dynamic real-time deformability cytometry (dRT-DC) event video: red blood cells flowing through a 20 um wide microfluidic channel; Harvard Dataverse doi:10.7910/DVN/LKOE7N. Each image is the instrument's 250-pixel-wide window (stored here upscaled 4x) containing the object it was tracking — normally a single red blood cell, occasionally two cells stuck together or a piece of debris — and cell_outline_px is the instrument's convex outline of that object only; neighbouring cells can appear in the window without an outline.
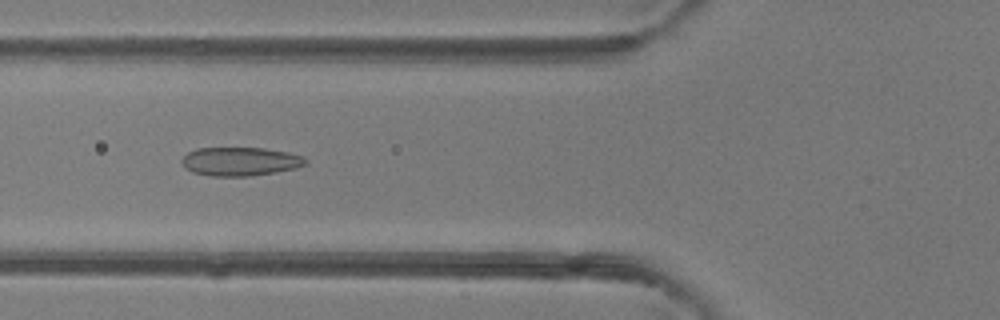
{"species": "common noctule bat (a hibernating species)", "species_latin": "Nyctalus noctula", "temperature_condition": "room temperature", "stored_images_in_passage": 36, "camera_frame_rate_fps": 3000, "um_per_image_px": 0.085, "animal": {"sex": "female"}, "frame": {"image": 1, "passage_image": 6, "time_ms": 1.667, "image_size_px": [1000, 320], "cell_outline_px": [[308, 164], [296, 168], [276, 172], [252, 176], [212, 176], [192, 172], [184, 168], [180, 160], [188, 152], [196, 148], [264, 148], [288, 152], [304, 156], [308, 160]], "centroid_in_image_um": [20.44, 13.72], "position_along_channel_um": 105.4, "area_um2": 20.92}}
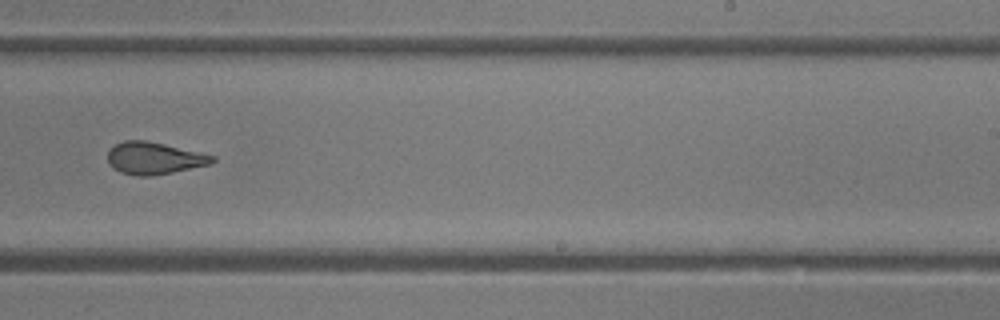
{"frame": {"image": 2, "passage_image": 18, "time_ms": 5.667, "image_size_px": [1000, 320], "cell_outline_px": [[216, 160], [212, 164], [152, 176], [136, 176], [120, 172], [112, 168], [108, 164], [108, 152], [116, 144], [124, 140], [144, 140], [164, 144], [216, 156]], "centroid_in_image_um": [13.1, 13.46], "position_along_channel_um": 275.9, "area_um2": 19.59}}
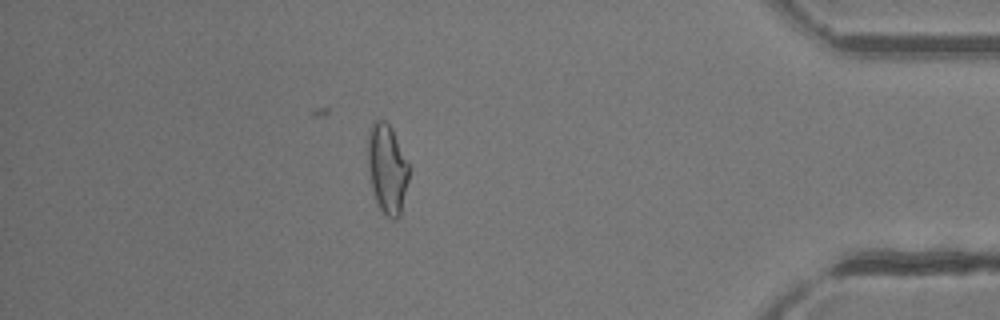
{"frame": {"image": 3, "passage_image": 30, "time_ms": 9.667, "image_size_px": [1000, 320], "cell_outline_px": [[408, 180], [400, 216], [396, 220], [392, 220], [384, 216], [376, 200], [372, 188], [368, 164], [368, 132], [372, 124], [376, 120], [384, 120], [392, 128], [408, 164]], "centroid_in_image_um": [32.9, 14.38], "position_along_channel_um": 402.3, "area_um2": 21.21}, "authors_computed_cell_mechanics": {"area_um2": 20.3456, "velocity_mm_per_s": 4.261, "shape_relaxation_time_tau1_ms": 8.0366, "shape_relaxation_time_tau2_ms": 2.1126, "deformation_change_tau1": 0.1924, "deformation_change_tau2": 0.0961}}